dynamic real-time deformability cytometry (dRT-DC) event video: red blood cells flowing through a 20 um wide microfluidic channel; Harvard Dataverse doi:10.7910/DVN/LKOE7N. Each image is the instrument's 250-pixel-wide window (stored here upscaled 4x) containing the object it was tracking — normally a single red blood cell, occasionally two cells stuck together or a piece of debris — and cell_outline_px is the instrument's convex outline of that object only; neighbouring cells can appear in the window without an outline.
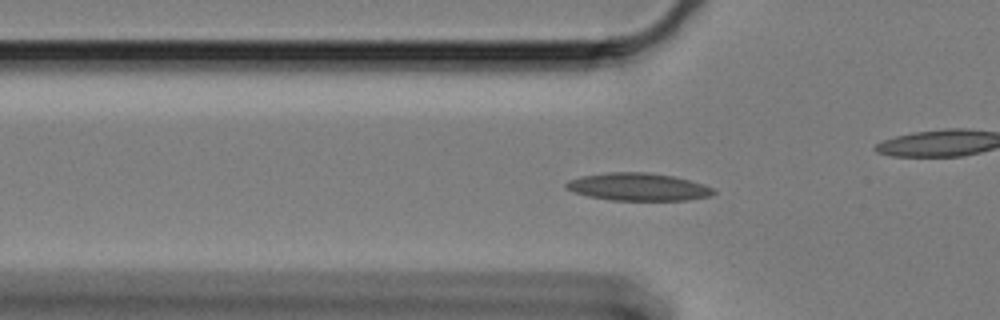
{"species": "Egyptian fruit bat (a non-hibernating species)", "species_latin": "Rousettus aegyptiacus", "temperature_condition": "cold", "stored_images_in_passage": 61, "camera_frame_rate_fps": 3000, "um_per_image_px": 0.085, "animal": {"sex": "female"}, "frame": {"image": 1, "passage_image": 19, "time_ms": 6.0, "image_size_px": [1000, 320], "cell_outline_px": [[716, 192], [712, 196], [688, 200], [612, 200], [588, 196], [572, 192], [564, 188], [564, 184], [568, 180], [580, 176], [608, 172], [648, 172], [676, 176], [704, 184], [712, 188]], "centroid_in_image_um": [54.23, 15.88], "position_along_channel_um": 71.6, "area_um2": 24.04}}
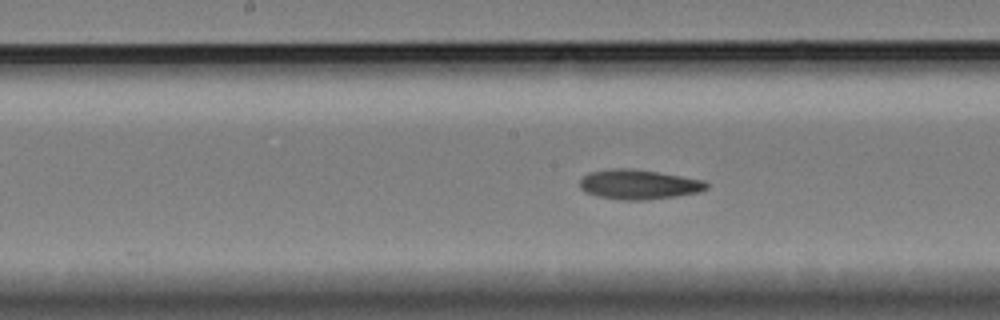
{"frame": {"image": 2, "passage_image": 30, "time_ms": 9.667, "image_size_px": [1000, 320], "cell_outline_px": [[708, 188], [700, 192], [676, 196], [648, 200], [620, 200], [600, 196], [584, 192], [580, 188], [580, 180], [588, 172], [608, 168], [628, 168], [656, 172], [704, 180], [708, 184]], "centroid_in_image_um": [54.27, 15.68], "position_along_channel_um": 193.9, "area_um2": 21.96}}
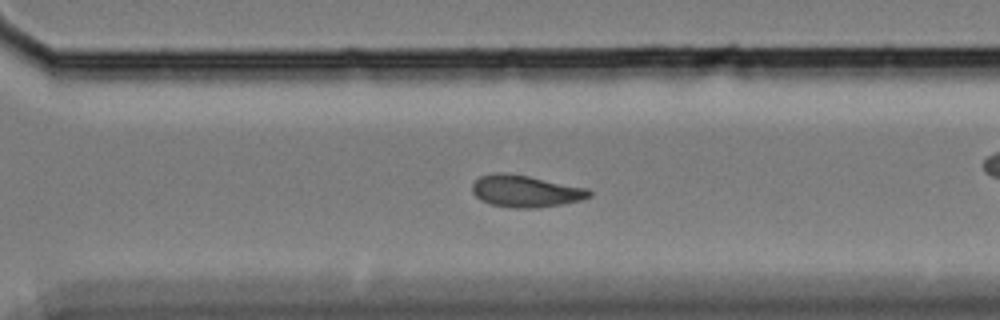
{"frame": {"image": 3, "passage_image": 42, "time_ms": 13.667, "image_size_px": [1000, 320], "cell_outline_px": [[592, 196], [580, 200], [560, 204], [536, 208], [508, 208], [488, 204], [480, 200], [472, 192], [472, 184], [480, 176], [496, 172], [504, 172], [528, 176], [588, 188], [592, 192]], "centroid_in_image_um": [44.64, 16.25], "position_along_channel_um": 326.0, "area_um2": 21.91}, "authors_computed_cell_mechanics": {"area_um2": 21.5016, "velocity_mm_per_s": 3.3113, "shape_relaxation_time_tau1_ms": 7.6124, "shape_relaxation_time_tau2_ms": 4.1959, "deformation_change_tau1": 0.1591, "deformation_change_tau2": 0.0995}}